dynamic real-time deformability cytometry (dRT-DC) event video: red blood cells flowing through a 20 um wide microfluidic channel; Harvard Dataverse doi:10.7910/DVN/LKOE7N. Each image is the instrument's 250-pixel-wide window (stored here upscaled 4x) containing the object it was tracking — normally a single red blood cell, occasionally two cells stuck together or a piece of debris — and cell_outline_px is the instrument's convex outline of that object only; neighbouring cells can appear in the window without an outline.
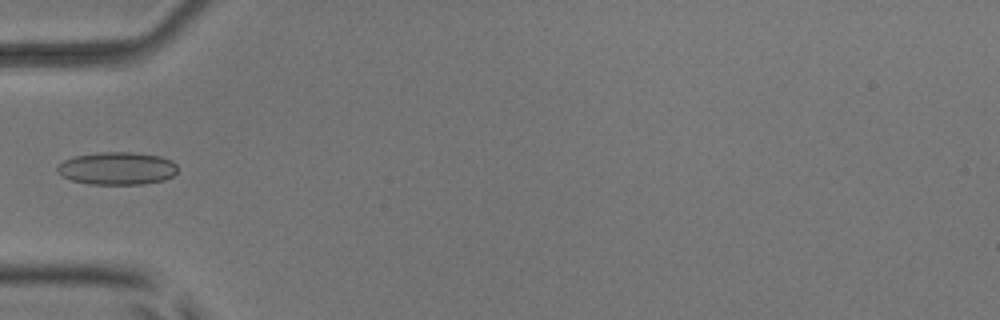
{"species": "common noctule bat (a hibernating species)", "species_latin": "Nyctalus noctula", "temperature_condition": "room temperature", "stored_images_in_passage": 5, "camera_frame_rate_fps": 3000, "um_per_image_px": 0.085, "animal": {"sex": "male", "body_mass_g": 17.9, "forearm_length_mm": 54.2}, "frame": {"image": 1, "passage_image": 5, "time_ms": 5.667, "image_size_px": [1000, 320], "cell_outline_px": [[176, 172], [172, 176], [164, 180], [140, 184], [88, 184], [72, 180], [64, 176], [56, 168], [56, 164], [64, 160], [76, 156], [96, 152], [132, 152], [160, 156], [172, 160], [176, 164]], "centroid_in_image_um": [9.95, 14.3], "position_along_channel_um": 75.0, "area_um2": 22.89}}